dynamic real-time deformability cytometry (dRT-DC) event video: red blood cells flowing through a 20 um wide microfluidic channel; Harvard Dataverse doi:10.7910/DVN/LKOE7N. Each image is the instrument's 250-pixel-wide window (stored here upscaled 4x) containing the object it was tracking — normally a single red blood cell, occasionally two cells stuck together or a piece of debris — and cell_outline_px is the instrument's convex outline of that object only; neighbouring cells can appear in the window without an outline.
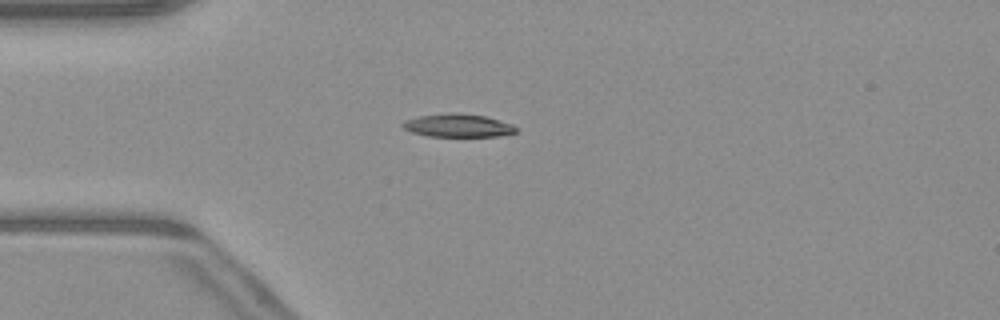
{"species": "common noctule bat (a hibernating species)", "species_latin": "Nyctalus noctula", "temperature_condition": "warm", "stored_images_in_passage": 49, "camera_frame_rate_fps": 3000, "um_per_image_px": 0.085, "animal": {"sex": "male", "body_mass_g": 23.1, "forearm_length_mm": 52.7}, "frame": {"image": 1, "passage_image": 12, "time_ms": 3.667, "image_size_px": [1000, 320], "cell_outline_px": [[520, 128], [516, 132], [500, 136], [428, 136], [412, 132], [404, 128], [400, 124], [404, 120], [420, 116], [448, 112], [452, 112], [484, 116], [512, 124]], "centroid_in_image_um": [38.93, 10.66], "position_along_channel_um": 46.1, "area_um2": 15.26}}
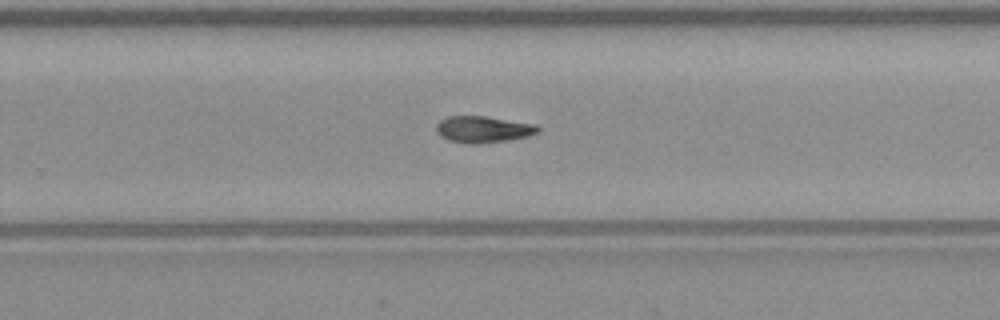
{"frame": {"image": 2, "passage_image": 31, "time_ms": 10.0, "image_size_px": [1000, 320], "cell_outline_px": [[540, 132], [528, 136], [508, 140], [480, 144], [472, 144], [448, 140], [440, 136], [436, 128], [436, 124], [440, 120], [448, 116], [484, 116], [536, 124], [540, 128]], "centroid_in_image_um": [41.08, 10.99], "position_along_channel_um": 288.7, "area_um2": 15.78}}
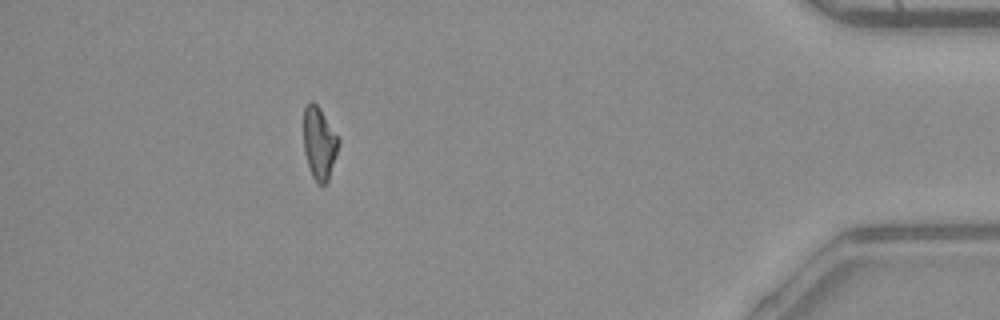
{"frame": {"image": 3, "passage_image": 44, "time_ms": 14.333, "image_size_px": [1000, 320], "cell_outline_px": [[340, 140], [328, 180], [324, 184], [316, 184], [312, 176], [304, 152], [304, 108], [312, 100], [320, 108]], "centroid_in_image_um": [27.13, 12.17], "position_along_channel_um": 408.1, "area_um2": 14.51}}